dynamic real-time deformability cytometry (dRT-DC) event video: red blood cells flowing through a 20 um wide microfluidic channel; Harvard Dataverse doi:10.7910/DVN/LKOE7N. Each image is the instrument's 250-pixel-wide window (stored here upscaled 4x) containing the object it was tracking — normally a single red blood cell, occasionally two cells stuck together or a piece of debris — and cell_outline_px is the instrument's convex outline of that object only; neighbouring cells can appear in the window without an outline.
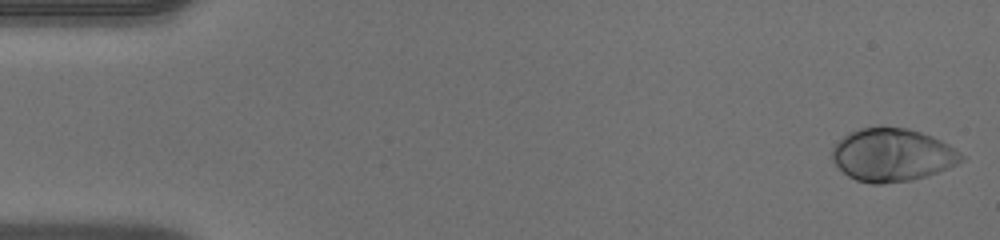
{"species": "human", "species_latin": "Homo sapiens", "temperature_condition": "warm", "stored_images_in_passage": 38, "camera_frame_rate_fps": 3000, "um_per_image_px": 0.085, "donor": {"sex": "male"}, "frame": {"image": 1, "passage_image": 1, "time_ms": 0.0, "image_size_px": [1000, 240], "cell_outline_px": [[964, 160], [948, 168], [912, 180], [884, 184], [872, 184], [856, 180], [848, 176], [832, 160], [832, 148], [848, 132], [860, 128], [908, 128], [932, 136], [948, 144], [960, 152], [964, 156]], "centroid_in_image_um": [75.84, 13.18], "position_along_channel_um": 9.2, "area_um2": 39.54}}
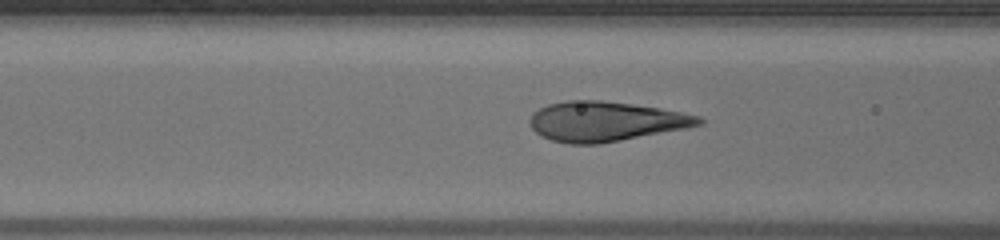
{"frame": {"image": 2, "passage_image": 19, "time_ms": 6.0, "image_size_px": [1000, 240], "cell_outline_px": [[704, 124], [688, 128], [600, 144], [568, 144], [552, 140], [536, 132], [532, 128], [528, 120], [532, 112], [548, 104], [568, 100], [600, 100], [632, 104], [660, 108], [700, 116], [704, 120]], "centroid_in_image_um": [51.48, 10.32], "position_along_channel_um": 115.1, "area_um2": 39.3}}
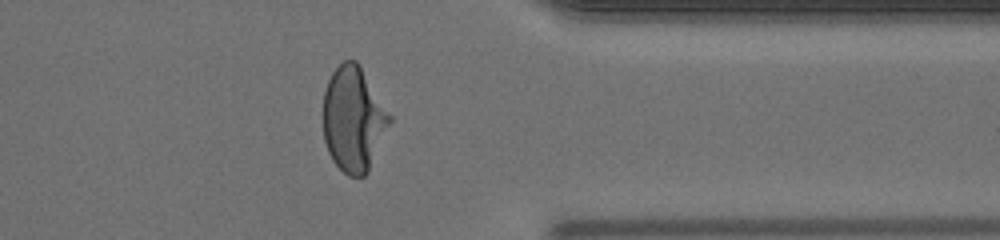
{"frame": {"image": 3, "passage_image": 38, "time_ms": 12.333, "image_size_px": [1000, 240], "cell_outline_px": [[392, 120], [368, 172], [364, 176], [348, 176], [332, 160], [328, 152], [324, 140], [324, 92], [328, 80], [332, 72], [344, 60], [356, 60], [360, 64], [392, 116]], "centroid_in_image_um": [30.06, 10.11], "position_along_channel_um": 381.3, "area_um2": 40.63}}